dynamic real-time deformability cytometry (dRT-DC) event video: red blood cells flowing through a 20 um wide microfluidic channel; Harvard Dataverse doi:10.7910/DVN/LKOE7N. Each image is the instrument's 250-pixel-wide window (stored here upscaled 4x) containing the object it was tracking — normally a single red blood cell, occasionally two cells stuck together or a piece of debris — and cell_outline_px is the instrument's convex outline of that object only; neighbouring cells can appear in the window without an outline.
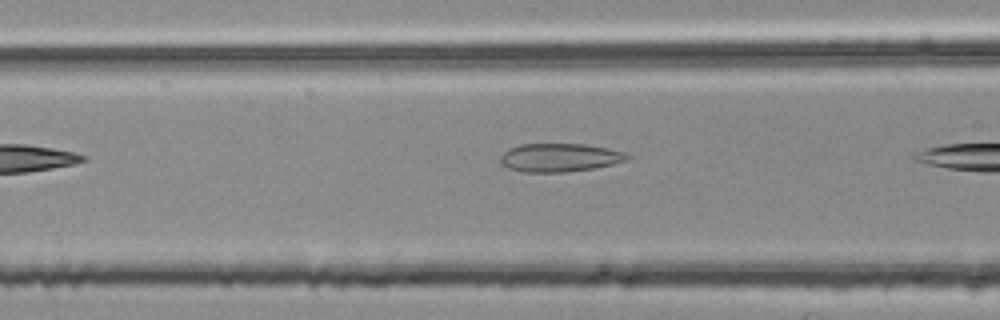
{"species": "common noctule bat (a hibernating species)", "species_latin": "Nyctalus noctula", "temperature_condition": "room temperature", "stored_images_in_passage": 6, "camera_frame_rate_fps": 3000, "um_per_image_px": 0.085, "animal": {"sex": "female", "body_mass_g": 25.1}, "frame": {"image": 1, "passage_image": 5, "time_ms": 1.333, "image_size_px": [1000, 320], "cell_outline_px": [[632, 156], [628, 160], [596, 168], [564, 172], [520, 172], [508, 168], [500, 164], [500, 156], [504, 152], [520, 144], [584, 144], [608, 148], [624, 152]], "centroid_in_image_um": [47.58, 13.4], "position_along_channel_um": 119.0, "area_um2": 21.1}}